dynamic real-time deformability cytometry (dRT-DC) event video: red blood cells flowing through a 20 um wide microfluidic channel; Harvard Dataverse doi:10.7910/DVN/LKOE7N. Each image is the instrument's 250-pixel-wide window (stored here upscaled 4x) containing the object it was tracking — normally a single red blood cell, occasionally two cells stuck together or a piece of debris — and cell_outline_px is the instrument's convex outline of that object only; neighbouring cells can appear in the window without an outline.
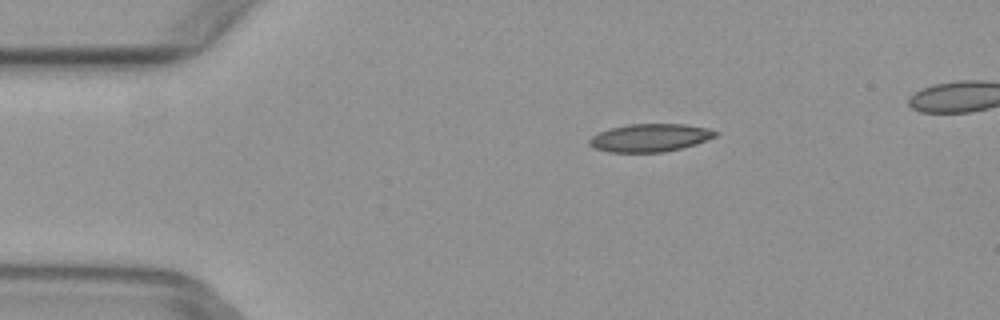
{"species": "common noctule bat (a hibernating species)", "species_latin": "Nyctalus noctula", "temperature_condition": "warm", "stored_images_in_passage": 6, "camera_frame_rate_fps": 3000, "um_per_image_px": 0.085, "animal": {"sex": "female", "body_mass_g": 29.2, "forearm_length_mm": 56.3}, "frame": {"image": 1, "passage_image": 3, "time_ms": 0.667, "image_size_px": [1000, 320], "cell_outline_px": [[720, 132], [716, 136], [696, 144], [664, 152], [608, 152], [596, 148], [588, 144], [588, 140], [592, 136], [608, 128], [628, 124], [684, 124], [708, 128]], "centroid_in_image_um": [55.25, 11.7], "position_along_channel_um": 29.8, "area_um2": 20.52}}
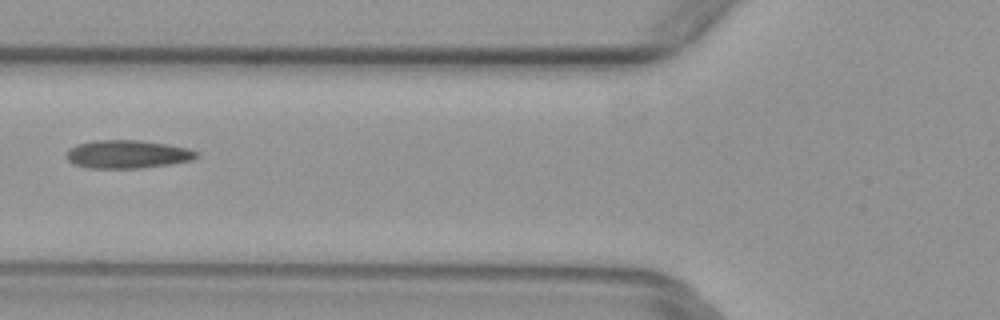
{"frame": {"image": 2, "passage_image": 6, "time_ms": 1.667, "image_size_px": [1000, 320], "cell_outline_px": [[200, 156], [192, 160], [168, 164], [140, 168], [88, 168], [72, 164], [68, 160], [68, 152], [76, 144], [96, 140], [140, 140], [168, 144], [188, 148], [200, 152]], "centroid_in_image_um": [10.88, 13.11], "position_along_channel_um": 114.9, "area_um2": 21.39}}